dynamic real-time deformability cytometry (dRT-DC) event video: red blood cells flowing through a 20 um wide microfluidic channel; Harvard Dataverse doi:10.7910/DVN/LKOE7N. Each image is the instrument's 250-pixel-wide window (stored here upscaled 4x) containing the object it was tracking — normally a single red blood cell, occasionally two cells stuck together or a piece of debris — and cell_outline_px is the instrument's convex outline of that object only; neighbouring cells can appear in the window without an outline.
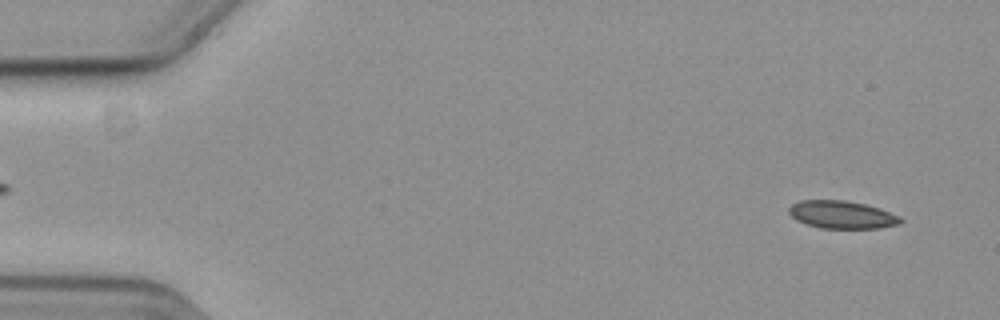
{"species": "common noctule bat (a hibernating species)", "species_latin": "Nyctalus noctula", "temperature_condition": "cold", "stored_images_in_passage": 57, "camera_frame_rate_fps": 3000, "um_per_image_px": 0.085, "animal": {"sex": "female", "body_mass_g": 19.3, "forearm_length_mm": 54.1}, "frame": {"image": 1, "passage_image": 3, "time_ms": 0.667, "image_size_px": [1000, 320], "cell_outline_px": [[904, 220], [900, 224], [876, 228], [820, 228], [796, 220], [788, 212], [788, 208], [792, 204], [800, 200], [844, 200], [864, 204], [880, 208], [900, 216]], "centroid_in_image_um": [71.57, 18.24], "position_along_channel_um": 13.4, "area_um2": 18.03}}
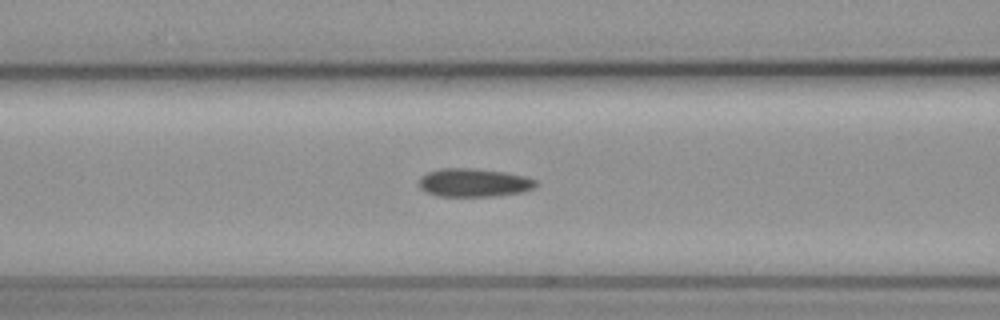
{"frame": {"image": 2, "passage_image": 23, "time_ms": 7.333, "image_size_px": [1000, 320], "cell_outline_px": [[536, 184], [532, 188], [520, 192], [492, 196], [440, 196], [424, 192], [420, 188], [420, 176], [428, 172], [440, 168], [476, 168], [504, 172], [524, 176], [536, 180]], "centroid_in_image_um": [40.23, 15.51], "position_along_channel_um": 126.4, "area_um2": 19.19}}
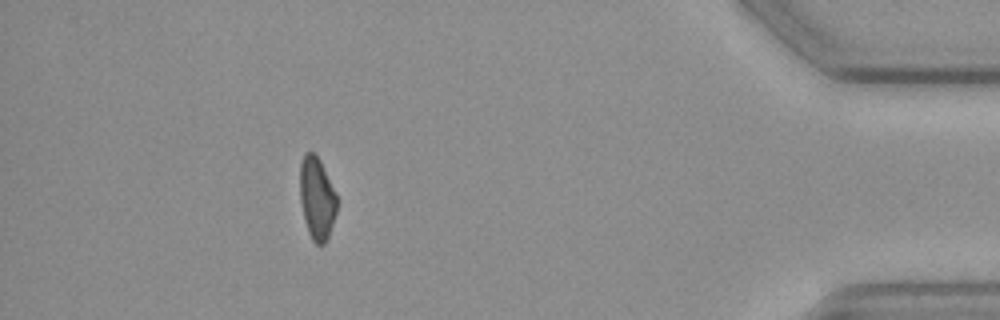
{"frame": {"image": 3, "passage_image": 51, "time_ms": 16.667, "image_size_px": [1000, 320], "cell_outline_px": [[336, 212], [328, 236], [324, 244], [316, 244], [312, 240], [308, 232], [304, 220], [300, 200], [300, 164], [304, 152], [312, 152], [320, 160], [336, 196]], "centroid_in_image_um": [26.9, 16.86], "position_along_channel_um": 408.3, "area_um2": 17.46}, "authors_computed_cell_mechanics": {"area_um2": 18.6694, "velocity_mm_per_s": 3.6275, "shape_relaxation_time_tau1_ms": null, "shape_relaxation_time_tau2_ms": 6.4701, "deformation_change_tau1": null, "deformation_change_tau2": 0.117}}